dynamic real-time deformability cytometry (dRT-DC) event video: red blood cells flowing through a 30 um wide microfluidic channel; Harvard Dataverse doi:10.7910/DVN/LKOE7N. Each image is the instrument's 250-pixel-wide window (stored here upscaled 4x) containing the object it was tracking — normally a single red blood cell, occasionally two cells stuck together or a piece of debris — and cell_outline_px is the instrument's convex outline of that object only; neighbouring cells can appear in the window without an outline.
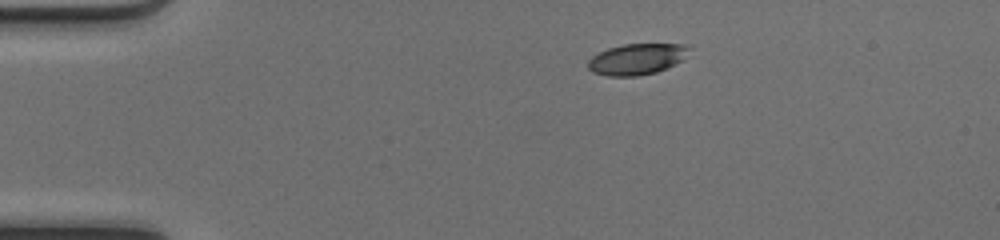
{"species": "common noctule bat (a hibernating species)", "species_latin": "Nyctalus noctula", "temperature_condition": "cold", "stored_images_in_passage": 41, "camera_frame_rate_fps": 3000, "um_per_image_px": 0.085, "animal": {"sex": "female", "body_mass_g": 17.0, "forearm_length_mm": 48.0}, "frame": {"image": 1, "passage_image": 1, "time_ms": 0.0, "image_size_px": [1000, 240], "cell_outline_px": [[688, 48], [680, 60], [656, 72], [636, 76], [608, 76], [592, 72], [588, 68], [588, 60], [592, 56], [608, 48], [624, 44], [684, 44]], "centroid_in_image_um": [54.03, 5.03], "position_along_channel_um": 31.0, "area_um2": 17.8}}
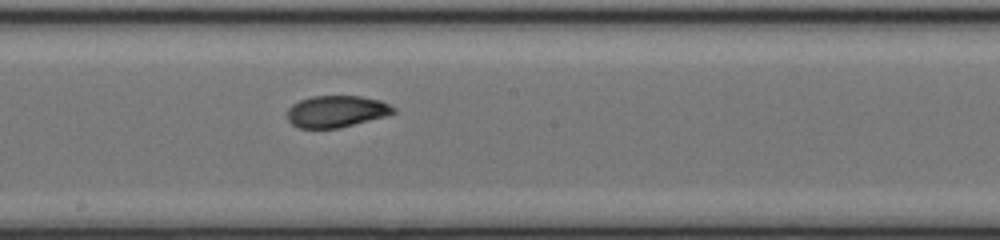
{"frame": {"image": 2, "passage_image": 19, "time_ms": 6.0, "image_size_px": [1000, 240], "cell_outline_px": [[396, 112], [388, 116], [340, 128], [300, 128], [292, 124], [288, 120], [288, 108], [292, 104], [300, 100], [312, 96], [360, 96], [380, 100], [396, 108]], "centroid_in_image_um": [28.62, 9.47], "position_along_channel_um": 219.6, "area_um2": 19.77}}
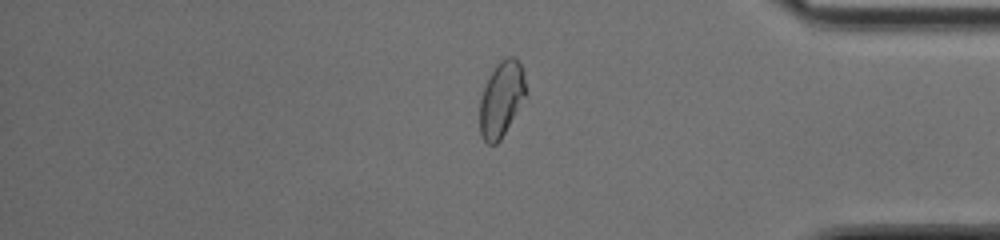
{"frame": {"image": 3, "passage_image": 33, "time_ms": 10.667, "image_size_px": [1000, 240], "cell_outline_px": [[524, 92], [500, 140], [496, 144], [488, 144], [484, 140], [480, 132], [480, 100], [484, 88], [496, 64], [500, 60], [508, 56], [512, 56], [520, 64], [524, 72]], "centroid_in_image_um": [42.56, 8.39], "position_along_channel_um": 392.6, "area_um2": 19.07}, "authors_computed_cell_mechanics": {"area_um2": 20.1144, "velocity_mm_per_s": 4.1872, "shape_relaxation_time_tau1_ms": 7.3308, "shape_relaxation_time_tau2_ms": 1.7327, "deformation_change_tau1": 0.2057, "deformation_change_tau2": 0.0609}}